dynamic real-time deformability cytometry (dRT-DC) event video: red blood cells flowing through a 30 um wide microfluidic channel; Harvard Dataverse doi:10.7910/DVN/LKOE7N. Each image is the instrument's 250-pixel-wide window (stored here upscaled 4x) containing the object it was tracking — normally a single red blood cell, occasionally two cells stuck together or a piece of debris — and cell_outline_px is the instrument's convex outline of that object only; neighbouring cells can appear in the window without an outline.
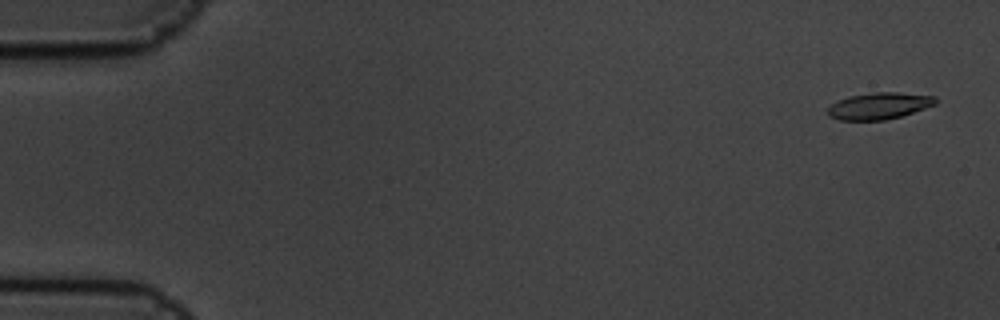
{"species": "common noctule bat (a hibernating species)", "species_latin": "Nyctalus noctula", "temperature_condition": "cold", "stored_images_in_passage": 7, "camera_frame_rate_fps": 3000, "um_per_image_px": 0.085, "animal": {"sex": "male", "body_mass_g": 19.5, "forearm_length_mm": 54.6}, "frame": {"image": 1, "passage_image": 1, "time_ms": 0.0, "image_size_px": [1000, 320], "cell_outline_px": [[936, 104], [900, 116], [884, 120], [840, 120], [828, 116], [828, 108], [832, 104], [848, 96], [872, 92], [896, 92], [936, 96]], "centroid_in_image_um": [74.71, 8.99], "position_along_channel_um": 10.3, "area_um2": 16.59}}
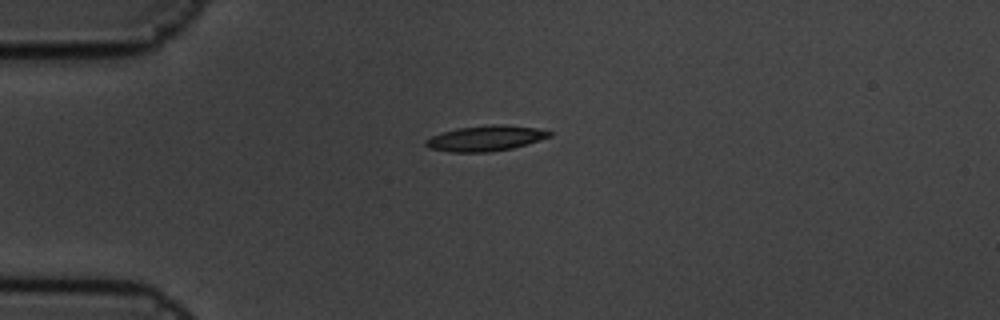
{"frame": {"image": 2, "passage_image": 5, "time_ms": 1.333, "image_size_px": [1000, 320], "cell_outline_px": [[552, 136], [512, 148], [488, 152], [452, 152], [428, 148], [424, 144], [424, 140], [432, 136], [456, 128], [492, 124], [500, 124], [536, 128], [552, 132]], "centroid_in_image_um": [41.24, 11.75], "position_along_channel_um": 43.8, "area_um2": 18.21}}
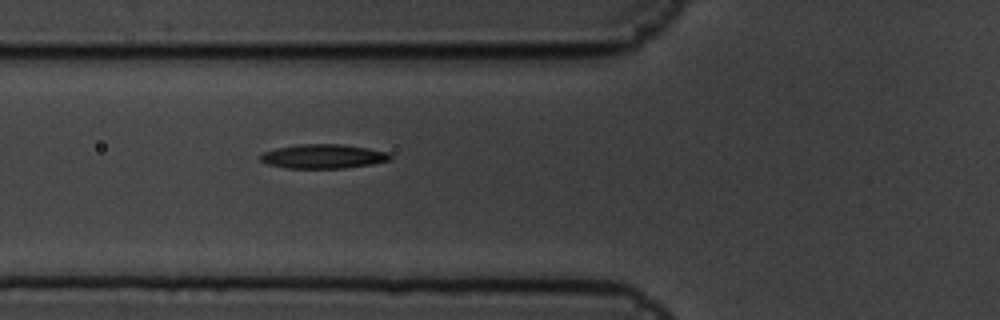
{"frame": {"image": 3, "passage_image": 7, "time_ms": 2.0, "image_size_px": [1000, 320], "cell_outline_px": [[392, 160], [372, 164], [344, 168], [284, 168], [268, 164], [260, 160], [260, 156], [264, 152], [276, 148], [296, 144], [340, 144], [368, 148], [388, 152], [392, 156]], "centroid_in_image_um": [27.49, 13.29], "position_along_channel_um": 98.3, "area_um2": 18.38}}